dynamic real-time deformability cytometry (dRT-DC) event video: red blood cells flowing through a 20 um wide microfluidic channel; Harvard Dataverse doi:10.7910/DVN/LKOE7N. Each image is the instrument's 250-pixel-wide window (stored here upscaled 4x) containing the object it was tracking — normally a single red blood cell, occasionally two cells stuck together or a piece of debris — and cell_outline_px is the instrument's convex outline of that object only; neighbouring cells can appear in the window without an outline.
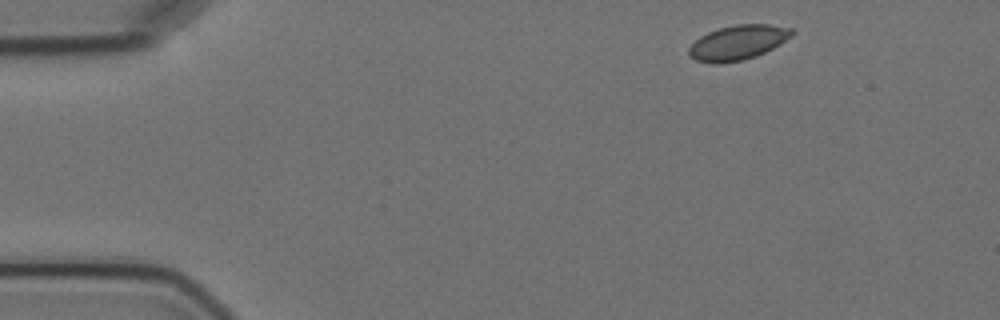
{"species": "Egyptian fruit bat (a non-hibernating species)", "species_latin": "Rousettus aegyptiacus", "temperature_condition": "cold", "stored_images_in_passage": 4, "camera_frame_rate_fps": 3000, "um_per_image_px": 0.085, "animal": {"sex": "female"}, "frame": {"image": 1, "passage_image": 1, "time_ms": 0.0, "image_size_px": [1000, 320], "cell_outline_px": [[796, 32], [792, 36], [780, 44], [756, 56], [744, 60], [720, 64], [712, 64], [696, 60], [688, 56], [688, 48], [700, 36], [708, 32], [720, 28], [736, 24], [768, 24], [792, 28]], "centroid_in_image_um": [62.72, 3.62], "position_along_channel_um": 22.3, "area_um2": 20.98}}